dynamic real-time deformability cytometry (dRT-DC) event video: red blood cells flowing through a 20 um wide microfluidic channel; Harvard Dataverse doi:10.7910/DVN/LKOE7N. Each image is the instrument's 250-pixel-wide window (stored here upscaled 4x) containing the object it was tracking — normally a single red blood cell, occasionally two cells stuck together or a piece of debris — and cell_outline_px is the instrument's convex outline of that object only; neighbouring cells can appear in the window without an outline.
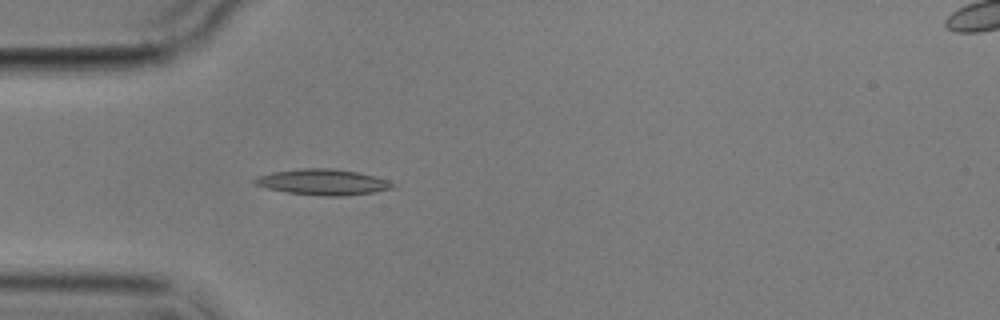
{"species": "common noctule bat (a hibernating species)", "species_latin": "Nyctalus noctula", "temperature_condition": "cold", "stored_images_in_passage": 5, "camera_frame_rate_fps": 3000, "um_per_image_px": 0.085, "animal": {"sex": "male", "body_mass_g": 17.9}, "frame": {"image": 1, "passage_image": 5, "time_ms": 4.667, "image_size_px": [1000, 320], "cell_outline_px": [[396, 188], [372, 192], [344, 196], [324, 196], [288, 192], [268, 188], [252, 184], [252, 180], [256, 176], [272, 172], [300, 168], [332, 168], [356, 172], [376, 176], [388, 180], [396, 184]], "centroid_in_image_um": [27.45, 15.47], "position_along_channel_um": 57.6, "area_um2": 20.87}}